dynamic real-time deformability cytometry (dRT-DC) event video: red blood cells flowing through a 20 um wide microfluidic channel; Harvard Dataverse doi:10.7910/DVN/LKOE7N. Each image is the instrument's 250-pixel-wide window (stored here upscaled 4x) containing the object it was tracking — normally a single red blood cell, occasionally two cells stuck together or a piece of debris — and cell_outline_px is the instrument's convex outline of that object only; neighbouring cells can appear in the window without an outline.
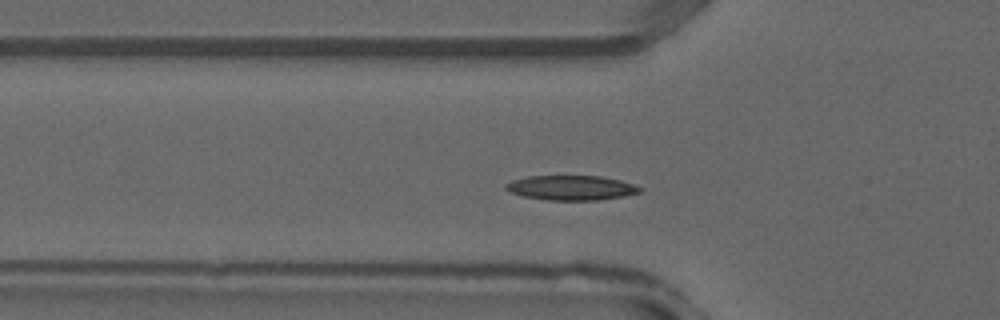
{"species": "common noctule bat (a hibernating species)", "species_latin": "Nyctalus noctula", "temperature_condition": "warm", "stored_images_in_passage": 22, "camera_frame_rate_fps": 3000, "um_per_image_px": 0.085, "animal": {"sex": "male", "forearm_length_mm": 52.5}, "frame": {"image": 1, "passage_image": 7, "time_ms": 2.0, "image_size_px": [1000, 320], "cell_outline_px": [[644, 188], [640, 192], [624, 196], [600, 200], [548, 200], [524, 196], [512, 192], [504, 188], [504, 184], [512, 180], [528, 176], [600, 176], [620, 180]], "centroid_in_image_um": [48.56, 15.96], "position_along_channel_um": 77.2, "area_um2": 19.25}}
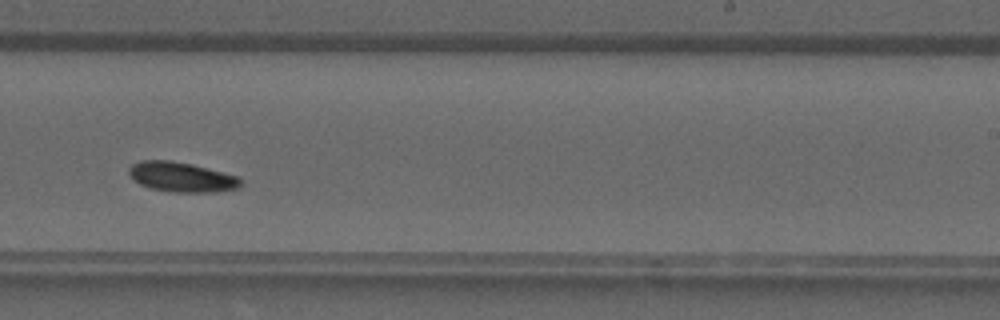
{"frame": {"image": 2, "passage_image": 18, "time_ms": 5.667, "image_size_px": [1000, 320], "cell_outline_px": [[240, 188], [216, 192], [172, 192], [152, 188], [140, 184], [128, 172], [128, 168], [132, 164], [140, 160], [168, 160], [192, 164], [240, 176]], "centroid_in_image_um": [15.46, 15.04], "position_along_channel_um": 273.5, "area_um2": 19.42}}